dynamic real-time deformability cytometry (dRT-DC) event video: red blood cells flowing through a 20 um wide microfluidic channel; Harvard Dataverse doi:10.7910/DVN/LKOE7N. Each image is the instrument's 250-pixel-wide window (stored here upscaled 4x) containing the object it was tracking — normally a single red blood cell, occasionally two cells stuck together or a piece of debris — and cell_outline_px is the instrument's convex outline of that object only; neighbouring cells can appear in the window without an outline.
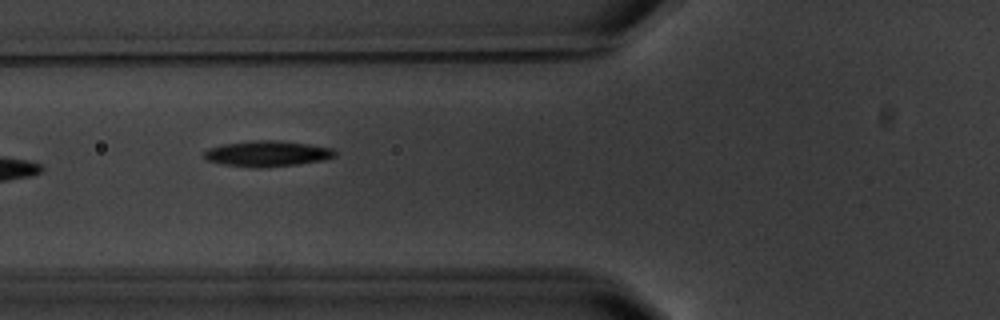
{"species": "common noctule bat (a hibernating species)", "species_latin": "Nyctalus noctula", "temperature_condition": "warm", "stored_images_in_passage": 7, "camera_frame_rate_fps": 3000, "um_per_image_px": 0.085, "animal": {"sex": "male", "body_mass_g": 20.1, "forearm_length_mm": 53.5}, "frame": {"image": 1, "passage_image": 6, "time_ms": 7.0, "image_size_px": [1000, 320], "cell_outline_px": [[336, 156], [324, 160], [296, 164], [260, 168], [256, 168], [220, 164], [208, 160], [204, 156], [204, 152], [208, 148], [224, 144], [252, 140], [280, 140], [308, 144], [332, 148], [336, 152]], "centroid_in_image_um": [22.71, 13.06], "position_along_channel_um": 103.1, "area_um2": 19.65}}